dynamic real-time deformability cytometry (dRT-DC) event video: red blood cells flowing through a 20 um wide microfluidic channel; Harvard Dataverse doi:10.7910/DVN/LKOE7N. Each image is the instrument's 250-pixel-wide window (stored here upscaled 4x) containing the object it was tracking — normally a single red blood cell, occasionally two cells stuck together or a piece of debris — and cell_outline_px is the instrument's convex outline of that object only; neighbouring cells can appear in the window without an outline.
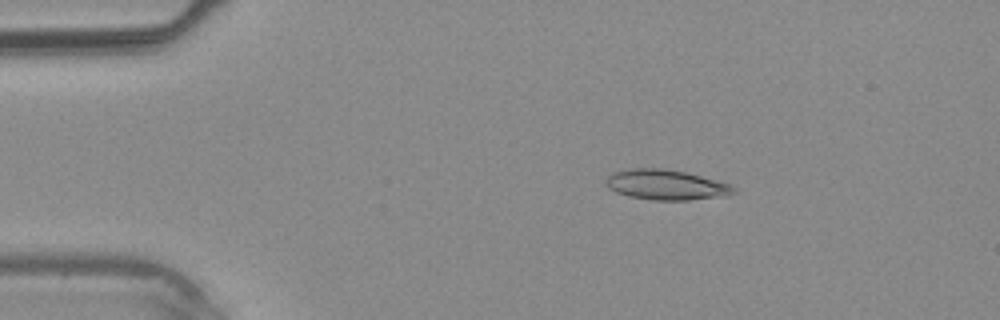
{"species": "common noctule bat (a hibernating species)", "species_latin": "Nyctalus noctula", "temperature_condition": "warm", "stored_images_in_passage": 34, "camera_frame_rate_fps": 3000, "um_per_image_px": 0.085, "animal": {"sex": "male", "body_mass_g": 20.4}, "frame": {"image": 1, "passage_image": 3, "time_ms": 0.667, "image_size_px": [1000, 320], "cell_outline_px": [[736, 192], [724, 196], [688, 200], [652, 200], [628, 196], [616, 192], [608, 188], [604, 184], [604, 180], [608, 176], [616, 172], [628, 168], [664, 168], [684, 172], [700, 176], [728, 184], [736, 188]], "centroid_in_image_um": [56.56, 15.71], "position_along_channel_um": 28.4, "area_um2": 22.37}}
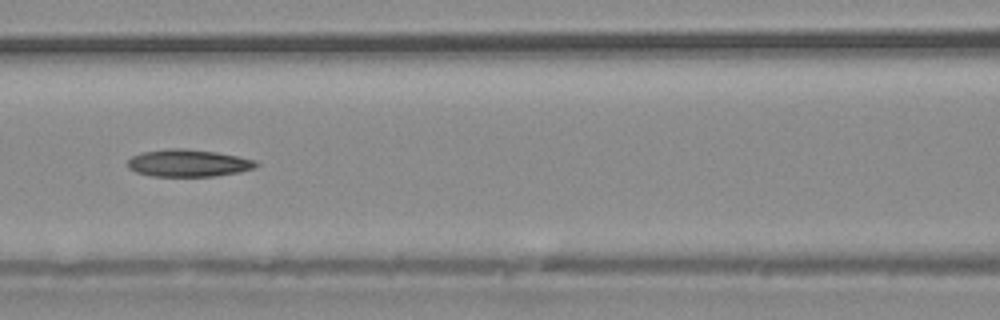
{"frame": {"image": 2, "passage_image": 13, "time_ms": 4.0, "image_size_px": [1000, 320], "cell_outline_px": [[260, 164], [256, 168], [240, 172], [216, 176], [152, 176], [136, 172], [128, 168], [128, 160], [132, 156], [140, 152], [168, 148], [184, 148], [216, 152], [256, 160]], "centroid_in_image_um": [16.01, 13.86], "position_along_channel_um": 150.6, "area_um2": 20.58}}
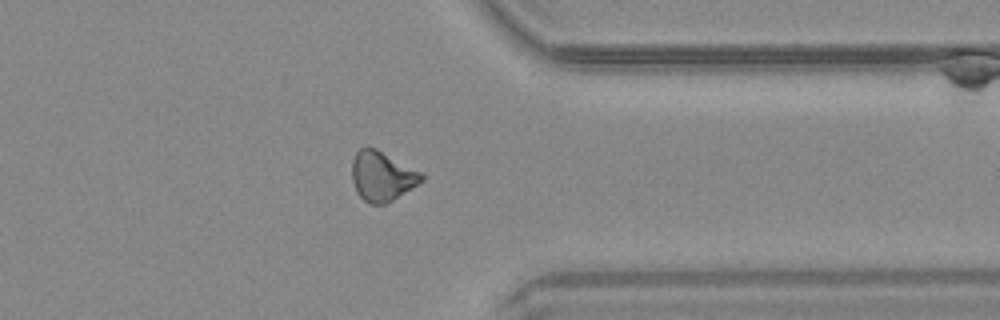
{"frame": {"image": 3, "passage_image": 26, "time_ms": 8.333, "image_size_px": [1000, 320], "cell_outline_px": [[424, 180], [392, 200], [384, 204], [368, 204], [356, 192], [352, 180], [352, 160], [356, 152], [360, 148], [376, 148], [420, 172], [424, 176]], "centroid_in_image_um": [32.44, 14.98], "position_along_channel_um": 379.0, "area_um2": 19.88}}